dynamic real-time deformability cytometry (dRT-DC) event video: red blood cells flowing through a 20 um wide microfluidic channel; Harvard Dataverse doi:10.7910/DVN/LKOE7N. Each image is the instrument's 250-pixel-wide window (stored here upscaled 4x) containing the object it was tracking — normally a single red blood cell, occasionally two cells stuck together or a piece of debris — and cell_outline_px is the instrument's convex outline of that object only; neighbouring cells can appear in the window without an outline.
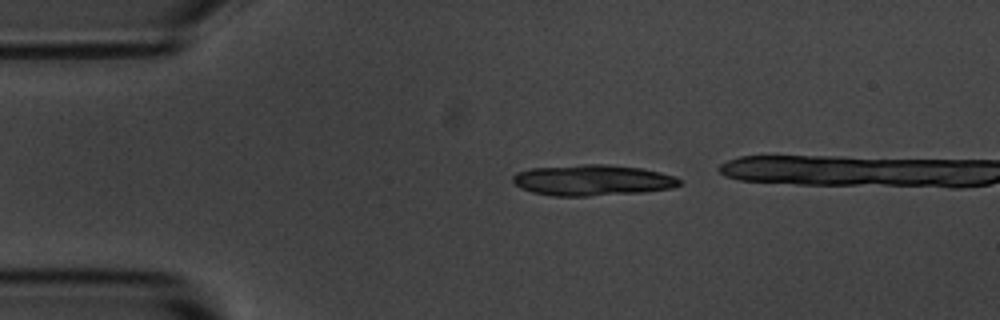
{"species": "common noctule bat (a hibernating species)", "species_latin": "Nyctalus noctula", "temperature_condition": "room temperature", "stored_images_in_passage": 7, "camera_frame_rate_fps": 3000, "um_per_image_px": 0.085, "animal": {"sex": "male", "body_mass_g": 20.1, "forearm_length_mm": 53.5}, "frame": {"image": 1, "passage_image": 1, "time_ms": 0.0, "image_size_px": [1000, 320], "cell_outline_px": [[680, 184], [672, 188], [644, 192], [588, 196], [552, 196], [532, 192], [520, 188], [512, 180], [512, 176], [516, 172], [532, 168], [580, 164], [608, 164], [640, 168], [660, 172], [676, 176], [680, 180]], "centroid_in_image_um": [50.35, 15.31], "position_along_channel_um": 34.7, "area_um2": 30.17}}